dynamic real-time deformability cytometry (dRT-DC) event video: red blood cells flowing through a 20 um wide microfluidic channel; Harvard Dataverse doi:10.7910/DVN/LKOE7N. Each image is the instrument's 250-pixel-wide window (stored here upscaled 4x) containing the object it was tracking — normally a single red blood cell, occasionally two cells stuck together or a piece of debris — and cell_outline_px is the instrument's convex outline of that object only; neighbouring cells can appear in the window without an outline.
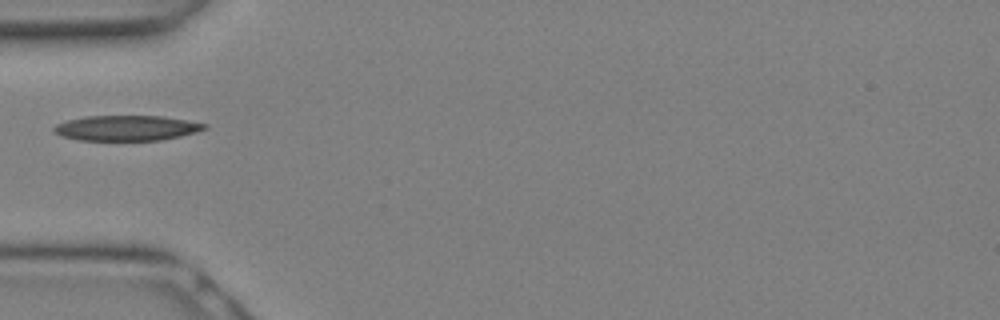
{"species": "Egyptian fruit bat (a non-hibernating species)", "species_latin": "Rousettus aegyptiacus", "temperature_condition": "warm", "stored_images_in_passage": 2, "camera_frame_rate_fps": 3000, "um_per_image_px": 0.085, "animal": {"sex": "female"}, "frame": {"image": 1, "passage_image": 1, "time_ms": 0.0, "image_size_px": [1000, 320], "cell_outline_px": [[208, 128], [196, 132], [180, 136], [160, 140], [80, 140], [60, 136], [52, 128], [56, 124], [68, 120], [88, 116], [164, 116], [208, 124]], "centroid_in_image_um": [10.78, 10.88], "position_along_channel_um": 74.2, "area_um2": 22.08}}